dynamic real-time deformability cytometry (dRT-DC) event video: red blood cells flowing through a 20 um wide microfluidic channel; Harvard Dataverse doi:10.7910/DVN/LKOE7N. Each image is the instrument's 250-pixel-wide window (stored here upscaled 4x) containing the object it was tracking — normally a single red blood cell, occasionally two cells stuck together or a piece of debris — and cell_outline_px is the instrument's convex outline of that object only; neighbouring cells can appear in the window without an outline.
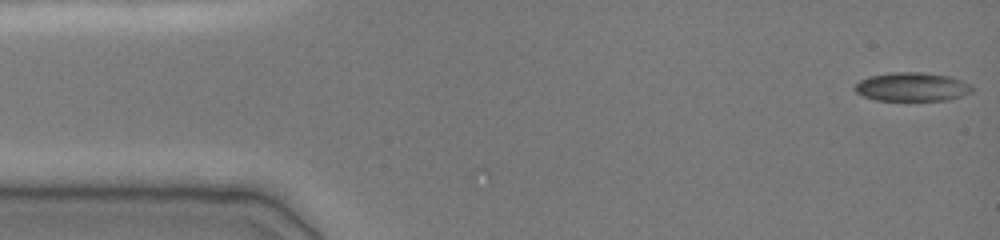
{"species": "common noctule bat (a hibernating species)", "species_latin": "Nyctalus noctula", "temperature_condition": "cold", "stored_images_in_passage": 48, "camera_frame_rate_fps": 3000, "um_per_image_px": 0.085, "animal": {"sex": "female", "body_mass_g": 19.0, "forearm_length_mm": 51.5}, "frame": {"image": 1, "passage_image": 1, "time_ms": 0.0, "image_size_px": [1000, 240], "cell_outline_px": [[972, 92], [948, 100], [876, 100], [864, 96], [856, 92], [852, 88], [860, 80], [868, 76], [888, 72], [920, 72], [948, 76], [960, 80], [968, 84], [972, 88]], "centroid_in_image_um": [77.46, 7.38], "position_along_channel_um": 7.5, "area_um2": 19.54}}
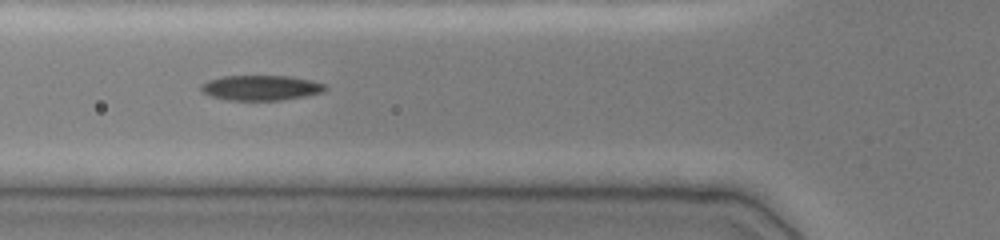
{"frame": {"image": 2, "passage_image": 24, "time_ms": 5.333, "image_size_px": [1000, 240], "cell_outline_px": [[328, 88], [324, 92], [304, 96], [280, 100], [228, 100], [212, 96], [204, 92], [200, 88], [200, 84], [208, 80], [224, 76], [292, 76], [312, 80], [324, 84]], "centroid_in_image_um": [22.2, 7.45], "position_along_channel_um": 103.6, "area_um2": 18.15}}
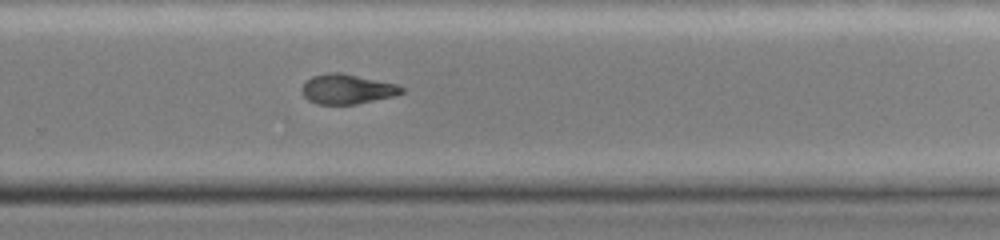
{"frame": {"image": 3, "passage_image": 48, "time_ms": 10.333, "image_size_px": [1000, 240], "cell_outline_px": [[404, 92], [392, 96], [356, 104], [316, 104], [308, 100], [300, 92], [300, 88], [312, 76], [328, 72], [340, 72], [396, 84], [404, 88]], "centroid_in_image_um": [29.46, 7.57], "position_along_channel_um": 300.3, "area_um2": 17.22}}